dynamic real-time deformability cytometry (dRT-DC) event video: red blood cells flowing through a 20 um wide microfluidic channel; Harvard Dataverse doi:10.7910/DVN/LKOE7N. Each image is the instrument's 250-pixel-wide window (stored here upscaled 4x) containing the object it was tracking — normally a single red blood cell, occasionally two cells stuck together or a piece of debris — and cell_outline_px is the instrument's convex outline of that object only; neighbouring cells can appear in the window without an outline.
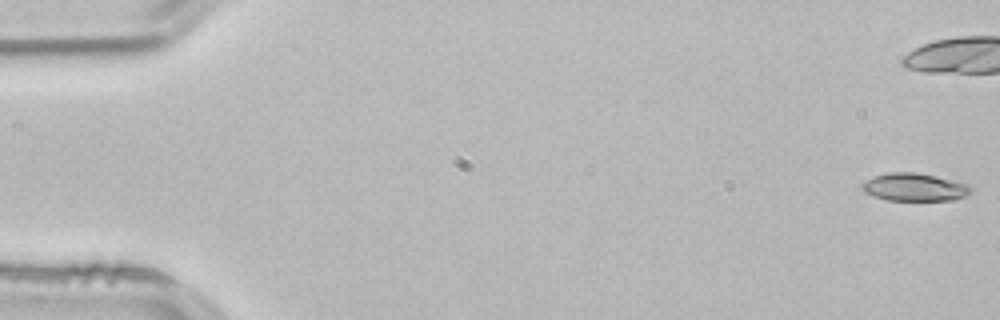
{"species": "common noctule bat (a hibernating species)", "species_latin": "Nyctalus noctula", "temperature_condition": "room temperature", "stored_images_in_passage": 54, "camera_frame_rate_fps": 3000, "um_per_image_px": 0.085, "animal": {"sex": "male", "body_mass_g": 21.5, "forearm_length_mm": 52.0}, "frame": {"image": 1, "passage_image": 1, "time_ms": 0.0, "image_size_px": [1000, 320], "cell_outline_px": [[972, 192], [968, 196], [956, 200], [888, 200], [872, 196], [864, 192], [860, 188], [860, 184], [876, 176], [888, 172], [916, 172], [968, 184], [972, 188]], "centroid_in_image_um": [77.74, 15.92], "position_along_channel_um": 7.3, "area_um2": 17.69}}